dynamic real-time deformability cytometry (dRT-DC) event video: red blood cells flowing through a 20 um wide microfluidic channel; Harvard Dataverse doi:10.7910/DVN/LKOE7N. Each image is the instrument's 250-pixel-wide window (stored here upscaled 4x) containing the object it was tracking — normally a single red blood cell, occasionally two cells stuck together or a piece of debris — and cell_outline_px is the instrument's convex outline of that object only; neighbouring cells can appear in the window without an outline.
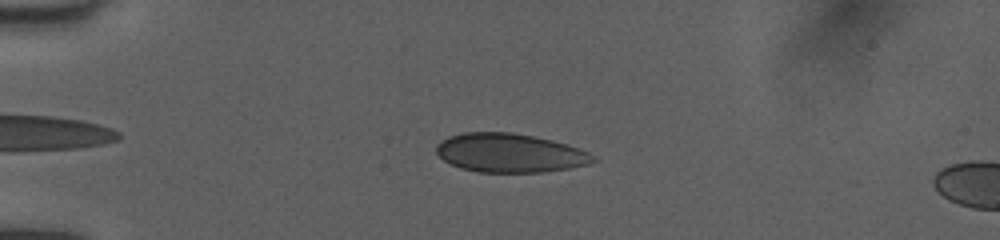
{"species": "human", "species_latin": "Homo sapiens", "temperature_condition": "room temperature", "stored_images_in_passage": 14, "camera_frame_rate_fps": 3000, "um_per_image_px": 0.085, "donor": {"sex": "female"}, "frame": {"image": 1, "passage_image": 6, "time_ms": 1.667, "image_size_px": [1000, 240], "cell_outline_px": [[600, 160], [588, 164], [568, 168], [540, 172], [480, 172], [460, 168], [444, 160], [436, 152], [436, 144], [440, 140], [448, 136], [464, 132], [512, 132], [552, 140], [588, 152]], "centroid_in_image_um": [43.3, 12.99], "position_along_channel_um": 41.7, "area_um2": 35.37}}
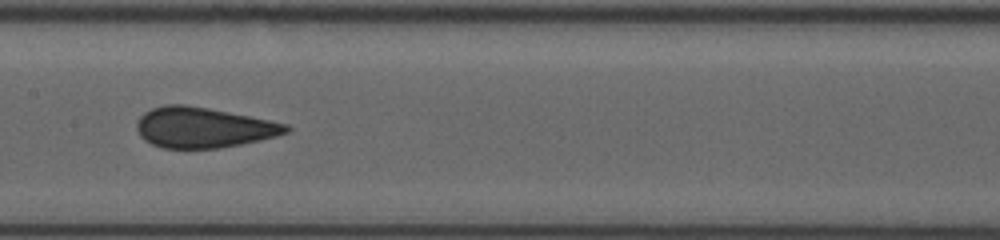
{"frame": {"image": 2, "passage_image": 12, "time_ms": 3.667, "image_size_px": [1000, 240], "cell_outline_px": [[292, 128], [288, 132], [276, 136], [240, 144], [216, 148], [164, 148], [152, 144], [144, 140], [140, 136], [136, 128], [136, 124], [140, 116], [144, 112], [152, 108], [164, 104], [184, 104], [208, 108], [288, 124]], "centroid_in_image_um": [17.24, 10.83], "position_along_channel_um": 190.2, "area_um2": 34.97}}
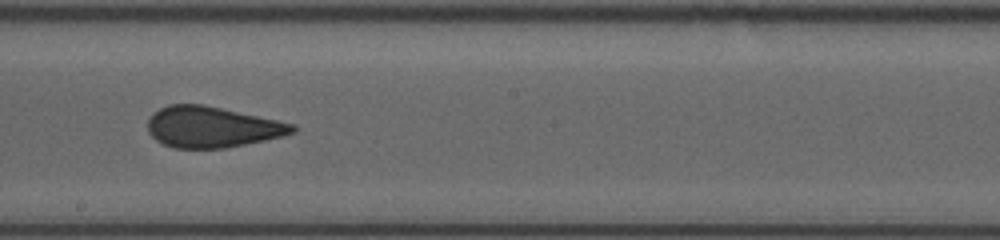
{"frame": {"image": 3, "passage_image": 13, "time_ms": 4.0, "image_size_px": [1000, 240], "cell_outline_px": [[296, 132], [264, 140], [224, 148], [172, 148], [156, 140], [148, 132], [148, 120], [160, 108], [168, 104], [204, 104], [296, 124]], "centroid_in_image_um": [18.02, 10.79], "position_along_channel_um": 230.2, "area_um2": 34.33}}